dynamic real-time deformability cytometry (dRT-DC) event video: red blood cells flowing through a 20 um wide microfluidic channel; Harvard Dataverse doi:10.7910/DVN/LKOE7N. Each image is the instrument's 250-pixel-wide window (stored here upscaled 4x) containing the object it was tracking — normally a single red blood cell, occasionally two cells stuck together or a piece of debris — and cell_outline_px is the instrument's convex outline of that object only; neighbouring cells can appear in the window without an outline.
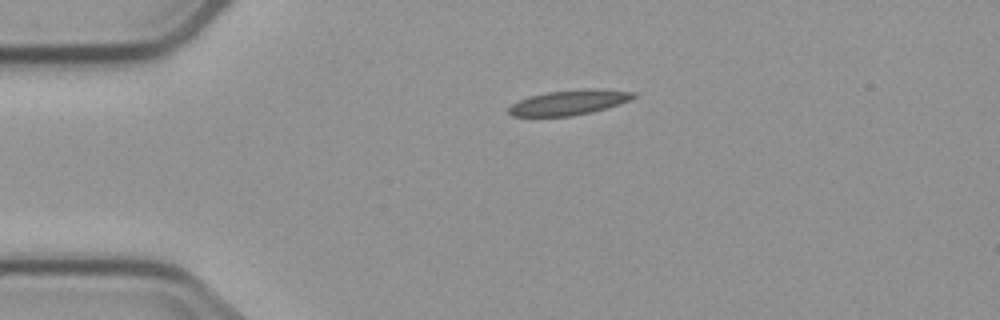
{"species": "common noctule bat (a hibernating species)", "species_latin": "Nyctalus noctula", "temperature_condition": "cold", "stored_images_in_passage": 2, "camera_frame_rate_fps": 3000, "um_per_image_px": 0.085, "animal": {"sex": "male", "body_mass_g": 23.1, "forearm_length_mm": 52.7}, "frame": {"image": 1, "passage_image": 1, "time_ms": 0.0, "image_size_px": [1000, 320], "cell_outline_px": [[636, 96], [628, 100], [592, 112], [572, 116], [512, 116], [508, 112], [508, 108], [512, 104], [528, 96], [548, 92], [584, 88], [600, 88], [636, 92]], "centroid_in_image_um": [48.36, 8.69], "position_along_channel_um": 36.6, "area_um2": 18.09}}